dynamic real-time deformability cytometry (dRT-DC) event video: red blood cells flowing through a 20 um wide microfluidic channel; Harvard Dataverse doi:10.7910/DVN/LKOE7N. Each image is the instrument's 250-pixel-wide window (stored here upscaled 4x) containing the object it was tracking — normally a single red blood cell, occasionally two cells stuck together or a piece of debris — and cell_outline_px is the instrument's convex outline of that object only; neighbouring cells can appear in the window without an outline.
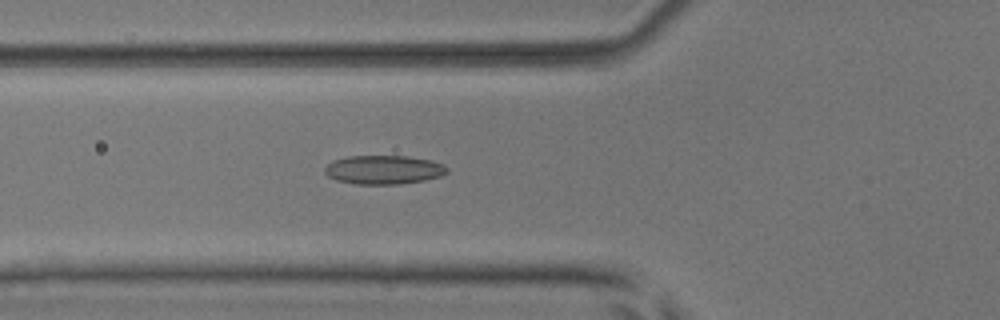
{"species": "common noctule bat (a hibernating species)", "species_latin": "Nyctalus noctula", "temperature_condition": "room temperature", "stored_images_in_passage": 49, "camera_frame_rate_fps": 3000, "um_per_image_px": 0.085, "animal": {"sex": "male", "body_mass_g": 17.9, "forearm_length_mm": 54.2}, "frame": {"image": 1, "passage_image": 15, "time_ms": 4.667, "image_size_px": [1000, 320], "cell_outline_px": [[448, 172], [440, 176], [424, 180], [400, 184], [352, 184], [336, 180], [328, 176], [324, 172], [324, 168], [332, 160], [348, 156], [408, 156], [428, 160], [444, 164], [448, 168]], "centroid_in_image_um": [32.59, 14.43], "position_along_channel_um": 93.2, "area_um2": 20.63}}
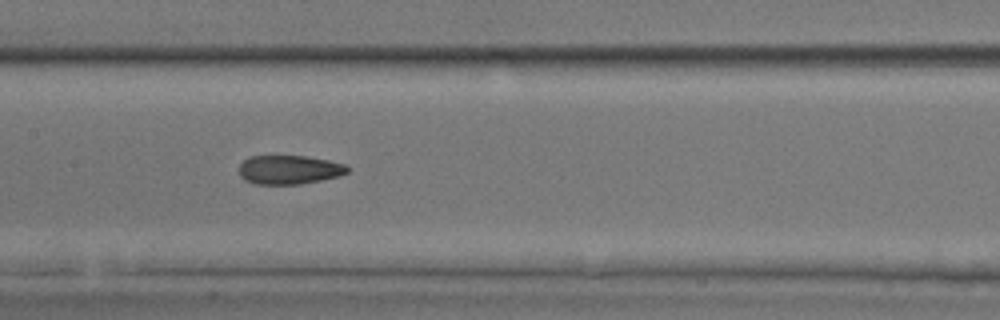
{"frame": {"image": 2, "passage_image": 22, "time_ms": 7.0, "image_size_px": [1000, 320], "cell_outline_px": [[348, 172], [340, 176], [300, 184], [252, 184], [244, 180], [240, 176], [240, 164], [248, 156], [304, 156], [328, 160], [344, 164], [348, 168]], "centroid_in_image_um": [24.55, 14.43], "position_along_channel_um": 182.8, "area_um2": 18.26}}
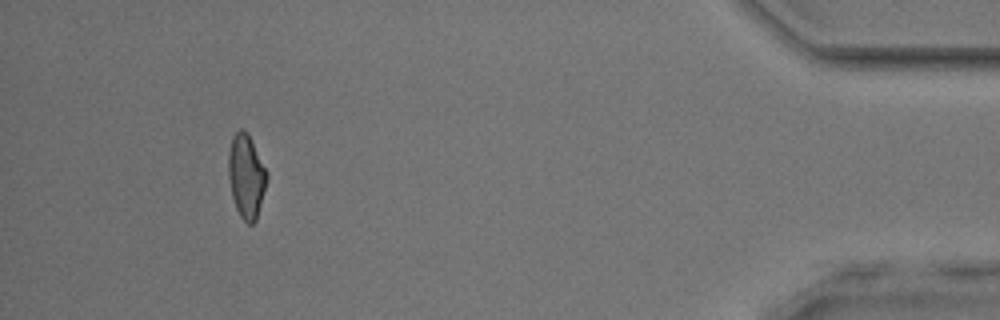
{"frame": {"image": 3, "passage_image": 45, "time_ms": 14.667, "image_size_px": [1000, 320], "cell_outline_px": [[268, 176], [256, 220], [252, 224], [248, 224], [240, 216], [236, 208], [232, 196], [228, 176], [228, 152], [232, 136], [240, 128], [244, 128], [248, 132], [268, 172]], "centroid_in_image_um": [20.92, 14.93], "position_along_channel_um": 414.3, "area_um2": 18.9}, "authors_computed_cell_mechanics": {"area_um2": 18.9584, "velocity_mm_per_s": 3.835, "shape_relaxation_time_tau1_ms": null, "shape_relaxation_time_tau2_ms": 2.6545, "deformation_change_tau1": null, "deformation_change_tau2": 0.1013}}